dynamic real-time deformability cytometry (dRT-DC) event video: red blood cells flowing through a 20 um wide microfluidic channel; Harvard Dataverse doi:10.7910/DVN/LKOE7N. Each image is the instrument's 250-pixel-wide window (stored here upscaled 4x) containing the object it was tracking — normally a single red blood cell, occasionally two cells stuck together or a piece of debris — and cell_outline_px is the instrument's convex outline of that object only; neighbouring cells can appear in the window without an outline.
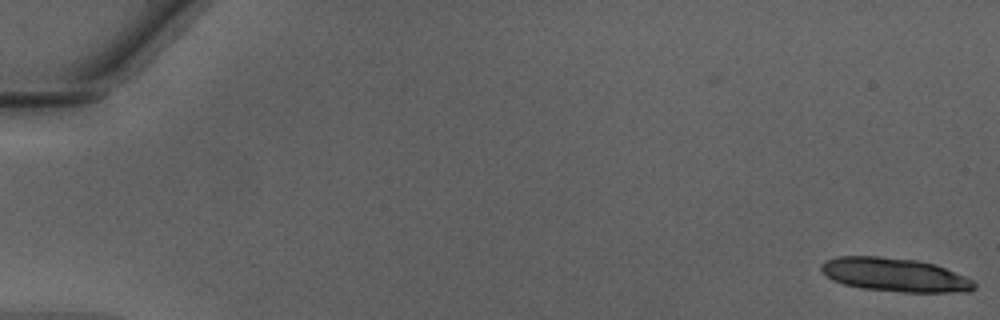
{"species": "Egyptian fruit bat (a non-hibernating species)", "species_latin": "Rousettus aegyptiacus", "temperature_condition": "warm", "stored_images_in_passage": 2, "camera_frame_rate_fps": 3000, "um_per_image_px": 0.085, "animal": {"sex": "male"}, "frame": {"image": 1, "passage_image": 2, "time_ms": 0.333, "image_size_px": [1000, 320], "cell_outline_px": [[976, 288], [968, 292], [904, 292], [864, 288], [844, 284], [832, 280], [820, 268], [820, 264], [824, 260], [836, 256], [880, 256], [916, 260], [936, 264], [964, 276], [972, 280], [976, 284]], "centroid_in_image_um": [76.06, 23.35], "position_along_channel_um": 8.9, "area_um2": 30.0}}